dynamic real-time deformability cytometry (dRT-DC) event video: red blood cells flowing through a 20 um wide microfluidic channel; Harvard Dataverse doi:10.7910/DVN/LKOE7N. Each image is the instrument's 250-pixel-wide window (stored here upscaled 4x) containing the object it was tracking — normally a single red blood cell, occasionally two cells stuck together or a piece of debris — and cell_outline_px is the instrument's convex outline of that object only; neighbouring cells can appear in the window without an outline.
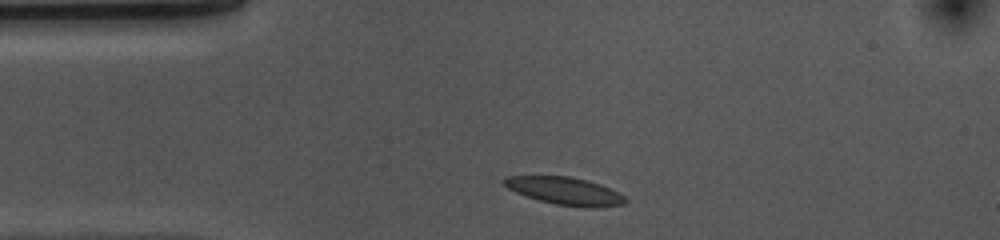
{"species": "common noctule bat (a hibernating species)", "species_latin": "Nyctalus noctula", "temperature_condition": "cold", "stored_images_in_passage": 33, "camera_frame_rate_fps": 3000, "um_per_image_px": 0.085, "animal": {"sex": "female", "body_mass_g": 10.0, "forearm_length_mm": 53.1}, "frame": {"image": 1, "passage_image": 2, "time_ms": 0.333, "image_size_px": [1000, 240], "cell_outline_px": [[628, 200], [624, 204], [592, 208], [556, 204], [540, 200], [516, 192], [508, 188], [504, 184], [504, 176], [568, 176], [588, 180], [600, 184], [624, 196]], "centroid_in_image_um": [48.03, 16.23], "position_along_channel_um": 37.0, "area_um2": 19.19}}
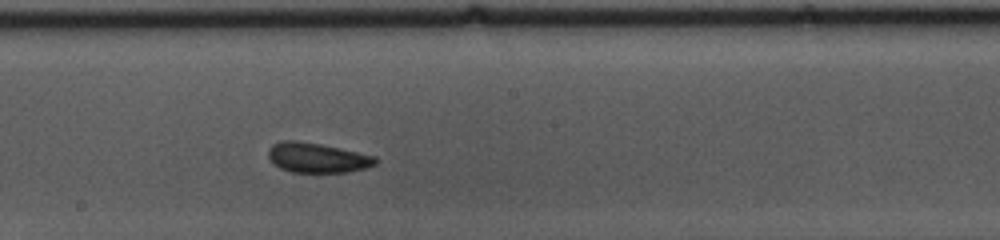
{"frame": {"image": 2, "passage_image": 19, "time_ms": 6.0, "image_size_px": [1000, 240], "cell_outline_px": [[380, 160], [376, 164], [364, 168], [348, 172], [292, 172], [280, 168], [272, 164], [268, 156], [268, 148], [272, 144], [280, 140], [296, 140], [320, 144], [340, 148], [376, 156]], "centroid_in_image_um": [26.94, 13.4], "position_along_channel_um": 221.3, "area_um2": 18.84}}
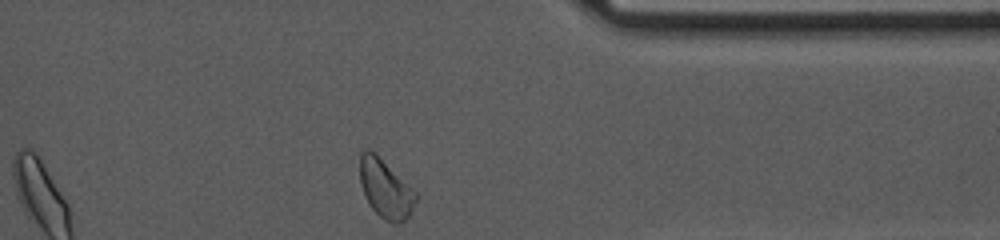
{"frame": {"image": 3, "passage_image": 33, "time_ms": 10.667, "image_size_px": [1000, 240], "cell_outline_px": [[420, 196], [412, 212], [404, 220], [396, 224], [392, 224], [384, 220], [368, 204], [360, 184], [360, 152], [364, 148], [368, 148], [376, 152]], "centroid_in_image_um": [32.77, 16.03], "position_along_channel_um": 378.6, "area_um2": 19.54}, "authors_computed_cell_mechanics": {"area_um2": 18.6694, "velocity_mm_per_s": 3.6445, "shape_relaxation_time_tau1_ms": 2.7931, "shape_relaxation_time_tau2_ms": 2.6174, "deformation_change_tau1": 0.0931, "deformation_change_tau2": 0.0871}}